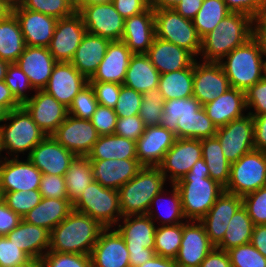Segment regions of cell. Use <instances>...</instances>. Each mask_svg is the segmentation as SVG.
<instances>
[{"mask_svg": "<svg viewBox=\"0 0 266 267\" xmlns=\"http://www.w3.org/2000/svg\"><path fill=\"white\" fill-rule=\"evenodd\" d=\"M174 185L180 192L186 221H200L224 191L222 185L210 178L209 169L203 158Z\"/></svg>", "mask_w": 266, "mask_h": 267, "instance_id": "obj_1", "label": "cell"}, {"mask_svg": "<svg viewBox=\"0 0 266 267\" xmlns=\"http://www.w3.org/2000/svg\"><path fill=\"white\" fill-rule=\"evenodd\" d=\"M253 22L251 16L230 12L201 39L199 59L205 62H220L231 51L253 37Z\"/></svg>", "mask_w": 266, "mask_h": 267, "instance_id": "obj_2", "label": "cell"}, {"mask_svg": "<svg viewBox=\"0 0 266 267\" xmlns=\"http://www.w3.org/2000/svg\"><path fill=\"white\" fill-rule=\"evenodd\" d=\"M103 229L96 220L73 209L50 231L48 251L90 255Z\"/></svg>", "mask_w": 266, "mask_h": 267, "instance_id": "obj_3", "label": "cell"}, {"mask_svg": "<svg viewBox=\"0 0 266 267\" xmlns=\"http://www.w3.org/2000/svg\"><path fill=\"white\" fill-rule=\"evenodd\" d=\"M264 58L258 41L252 37L219 63L230 86L245 92L264 78Z\"/></svg>", "mask_w": 266, "mask_h": 267, "instance_id": "obj_4", "label": "cell"}, {"mask_svg": "<svg viewBox=\"0 0 266 267\" xmlns=\"http://www.w3.org/2000/svg\"><path fill=\"white\" fill-rule=\"evenodd\" d=\"M45 137L46 134L22 106L11 110L0 126V157L3 156L2 151L9 155L4 158H19V154L25 155V152L28 157L32 149Z\"/></svg>", "mask_w": 266, "mask_h": 267, "instance_id": "obj_5", "label": "cell"}, {"mask_svg": "<svg viewBox=\"0 0 266 267\" xmlns=\"http://www.w3.org/2000/svg\"><path fill=\"white\" fill-rule=\"evenodd\" d=\"M166 178L159 167L143 166L119 192L122 217L147 214L152 199L165 189Z\"/></svg>", "mask_w": 266, "mask_h": 267, "instance_id": "obj_6", "label": "cell"}, {"mask_svg": "<svg viewBox=\"0 0 266 267\" xmlns=\"http://www.w3.org/2000/svg\"><path fill=\"white\" fill-rule=\"evenodd\" d=\"M73 209L96 220L104 228H114L122 218L119 192L93 180L72 204Z\"/></svg>", "mask_w": 266, "mask_h": 267, "instance_id": "obj_7", "label": "cell"}, {"mask_svg": "<svg viewBox=\"0 0 266 267\" xmlns=\"http://www.w3.org/2000/svg\"><path fill=\"white\" fill-rule=\"evenodd\" d=\"M156 37L173 43L199 58L201 38L192 20L182 17L175 9L154 10Z\"/></svg>", "mask_w": 266, "mask_h": 267, "instance_id": "obj_8", "label": "cell"}, {"mask_svg": "<svg viewBox=\"0 0 266 267\" xmlns=\"http://www.w3.org/2000/svg\"><path fill=\"white\" fill-rule=\"evenodd\" d=\"M266 186V152L252 150L231 164L230 179L224 191L245 196Z\"/></svg>", "mask_w": 266, "mask_h": 267, "instance_id": "obj_9", "label": "cell"}, {"mask_svg": "<svg viewBox=\"0 0 266 267\" xmlns=\"http://www.w3.org/2000/svg\"><path fill=\"white\" fill-rule=\"evenodd\" d=\"M88 33L120 41L125 19L116 11L112 2L93 3L82 6L77 11Z\"/></svg>", "mask_w": 266, "mask_h": 267, "instance_id": "obj_10", "label": "cell"}, {"mask_svg": "<svg viewBox=\"0 0 266 267\" xmlns=\"http://www.w3.org/2000/svg\"><path fill=\"white\" fill-rule=\"evenodd\" d=\"M254 121L252 115L232 120L227 125L217 128L215 136L221 143L225 158L232 164L243 155L254 150Z\"/></svg>", "mask_w": 266, "mask_h": 267, "instance_id": "obj_11", "label": "cell"}, {"mask_svg": "<svg viewBox=\"0 0 266 267\" xmlns=\"http://www.w3.org/2000/svg\"><path fill=\"white\" fill-rule=\"evenodd\" d=\"M201 158V140L177 138L158 167L165 176L166 182L175 184L189 173L193 165Z\"/></svg>", "mask_w": 266, "mask_h": 267, "instance_id": "obj_12", "label": "cell"}, {"mask_svg": "<svg viewBox=\"0 0 266 267\" xmlns=\"http://www.w3.org/2000/svg\"><path fill=\"white\" fill-rule=\"evenodd\" d=\"M87 30L81 15L60 18L48 47L56 62H71Z\"/></svg>", "mask_w": 266, "mask_h": 267, "instance_id": "obj_13", "label": "cell"}, {"mask_svg": "<svg viewBox=\"0 0 266 267\" xmlns=\"http://www.w3.org/2000/svg\"><path fill=\"white\" fill-rule=\"evenodd\" d=\"M231 88L219 62L195 60L193 63V97L203 106Z\"/></svg>", "mask_w": 266, "mask_h": 267, "instance_id": "obj_14", "label": "cell"}, {"mask_svg": "<svg viewBox=\"0 0 266 267\" xmlns=\"http://www.w3.org/2000/svg\"><path fill=\"white\" fill-rule=\"evenodd\" d=\"M52 136L75 156L81 157H87L99 138L90 120L80 119L70 114Z\"/></svg>", "mask_w": 266, "mask_h": 267, "instance_id": "obj_15", "label": "cell"}, {"mask_svg": "<svg viewBox=\"0 0 266 267\" xmlns=\"http://www.w3.org/2000/svg\"><path fill=\"white\" fill-rule=\"evenodd\" d=\"M21 106L46 136H52L68 116V108L44 90H36Z\"/></svg>", "mask_w": 266, "mask_h": 267, "instance_id": "obj_16", "label": "cell"}, {"mask_svg": "<svg viewBox=\"0 0 266 267\" xmlns=\"http://www.w3.org/2000/svg\"><path fill=\"white\" fill-rule=\"evenodd\" d=\"M41 178L42 172L28 158L0 157V187L3 194L39 189Z\"/></svg>", "mask_w": 266, "mask_h": 267, "instance_id": "obj_17", "label": "cell"}, {"mask_svg": "<svg viewBox=\"0 0 266 267\" xmlns=\"http://www.w3.org/2000/svg\"><path fill=\"white\" fill-rule=\"evenodd\" d=\"M215 246L200 221L182 223V240L175 262L178 267H199Z\"/></svg>", "mask_w": 266, "mask_h": 267, "instance_id": "obj_18", "label": "cell"}, {"mask_svg": "<svg viewBox=\"0 0 266 267\" xmlns=\"http://www.w3.org/2000/svg\"><path fill=\"white\" fill-rule=\"evenodd\" d=\"M88 84L89 80L71 62H57L43 90L69 108L74 97Z\"/></svg>", "mask_w": 266, "mask_h": 267, "instance_id": "obj_19", "label": "cell"}, {"mask_svg": "<svg viewBox=\"0 0 266 267\" xmlns=\"http://www.w3.org/2000/svg\"><path fill=\"white\" fill-rule=\"evenodd\" d=\"M157 224L147 215L122 217L114 227L123 237L129 253L145 252L154 249Z\"/></svg>", "mask_w": 266, "mask_h": 267, "instance_id": "obj_20", "label": "cell"}, {"mask_svg": "<svg viewBox=\"0 0 266 267\" xmlns=\"http://www.w3.org/2000/svg\"><path fill=\"white\" fill-rule=\"evenodd\" d=\"M75 155L58 143L53 136H46L31 151L28 158L42 174L64 176Z\"/></svg>", "mask_w": 266, "mask_h": 267, "instance_id": "obj_21", "label": "cell"}, {"mask_svg": "<svg viewBox=\"0 0 266 267\" xmlns=\"http://www.w3.org/2000/svg\"><path fill=\"white\" fill-rule=\"evenodd\" d=\"M176 139L174 133L161 125L145 127L143 135L136 141L138 162L142 166L158 167Z\"/></svg>", "mask_w": 266, "mask_h": 267, "instance_id": "obj_22", "label": "cell"}, {"mask_svg": "<svg viewBox=\"0 0 266 267\" xmlns=\"http://www.w3.org/2000/svg\"><path fill=\"white\" fill-rule=\"evenodd\" d=\"M90 256L92 267H130L125 241L115 228L100 232Z\"/></svg>", "mask_w": 266, "mask_h": 267, "instance_id": "obj_23", "label": "cell"}, {"mask_svg": "<svg viewBox=\"0 0 266 267\" xmlns=\"http://www.w3.org/2000/svg\"><path fill=\"white\" fill-rule=\"evenodd\" d=\"M11 12L20 24L25 45L49 47L57 18L21 8L19 5L11 9Z\"/></svg>", "mask_w": 266, "mask_h": 267, "instance_id": "obj_24", "label": "cell"}, {"mask_svg": "<svg viewBox=\"0 0 266 267\" xmlns=\"http://www.w3.org/2000/svg\"><path fill=\"white\" fill-rule=\"evenodd\" d=\"M242 205L241 196L223 191L208 213L200 220L210 242L215 247L223 240L230 219Z\"/></svg>", "mask_w": 266, "mask_h": 267, "instance_id": "obj_25", "label": "cell"}, {"mask_svg": "<svg viewBox=\"0 0 266 267\" xmlns=\"http://www.w3.org/2000/svg\"><path fill=\"white\" fill-rule=\"evenodd\" d=\"M16 63L36 91L45 88L57 62L47 47L26 45Z\"/></svg>", "mask_w": 266, "mask_h": 267, "instance_id": "obj_26", "label": "cell"}, {"mask_svg": "<svg viewBox=\"0 0 266 267\" xmlns=\"http://www.w3.org/2000/svg\"><path fill=\"white\" fill-rule=\"evenodd\" d=\"M94 180L105 188L117 190L135 177L143 167L137 159L90 160Z\"/></svg>", "mask_w": 266, "mask_h": 267, "instance_id": "obj_27", "label": "cell"}, {"mask_svg": "<svg viewBox=\"0 0 266 267\" xmlns=\"http://www.w3.org/2000/svg\"><path fill=\"white\" fill-rule=\"evenodd\" d=\"M155 37V19L152 8H147L144 12L125 19L121 41L133 54H146Z\"/></svg>", "mask_w": 266, "mask_h": 267, "instance_id": "obj_28", "label": "cell"}, {"mask_svg": "<svg viewBox=\"0 0 266 267\" xmlns=\"http://www.w3.org/2000/svg\"><path fill=\"white\" fill-rule=\"evenodd\" d=\"M132 55L133 53L123 41H111L103 60L89 81L123 85Z\"/></svg>", "mask_w": 266, "mask_h": 267, "instance_id": "obj_29", "label": "cell"}, {"mask_svg": "<svg viewBox=\"0 0 266 267\" xmlns=\"http://www.w3.org/2000/svg\"><path fill=\"white\" fill-rule=\"evenodd\" d=\"M202 107L217 128L245 116V112H248L246 111L245 92L233 87Z\"/></svg>", "mask_w": 266, "mask_h": 267, "instance_id": "obj_30", "label": "cell"}, {"mask_svg": "<svg viewBox=\"0 0 266 267\" xmlns=\"http://www.w3.org/2000/svg\"><path fill=\"white\" fill-rule=\"evenodd\" d=\"M146 54L160 74L190 67L197 59L189 51L157 37Z\"/></svg>", "mask_w": 266, "mask_h": 267, "instance_id": "obj_31", "label": "cell"}, {"mask_svg": "<svg viewBox=\"0 0 266 267\" xmlns=\"http://www.w3.org/2000/svg\"><path fill=\"white\" fill-rule=\"evenodd\" d=\"M6 237L33 261H39L49 250L50 232L23 219Z\"/></svg>", "mask_w": 266, "mask_h": 267, "instance_id": "obj_32", "label": "cell"}, {"mask_svg": "<svg viewBox=\"0 0 266 267\" xmlns=\"http://www.w3.org/2000/svg\"><path fill=\"white\" fill-rule=\"evenodd\" d=\"M111 40L86 32L71 61L88 80L103 60Z\"/></svg>", "mask_w": 266, "mask_h": 267, "instance_id": "obj_33", "label": "cell"}, {"mask_svg": "<svg viewBox=\"0 0 266 267\" xmlns=\"http://www.w3.org/2000/svg\"><path fill=\"white\" fill-rule=\"evenodd\" d=\"M73 210L68 198H43L22 219L49 232L59 225Z\"/></svg>", "mask_w": 266, "mask_h": 267, "instance_id": "obj_34", "label": "cell"}, {"mask_svg": "<svg viewBox=\"0 0 266 267\" xmlns=\"http://www.w3.org/2000/svg\"><path fill=\"white\" fill-rule=\"evenodd\" d=\"M160 75L147 54H133L123 85L144 94L158 87Z\"/></svg>", "mask_w": 266, "mask_h": 267, "instance_id": "obj_35", "label": "cell"}, {"mask_svg": "<svg viewBox=\"0 0 266 267\" xmlns=\"http://www.w3.org/2000/svg\"><path fill=\"white\" fill-rule=\"evenodd\" d=\"M171 187V191H169L171 194L168 197V202L164 198V194L166 196L168 190L163 189L152 199L148 209L147 215L154 221V223H159L157 226L176 225L186 222V218L182 211L180 192L174 184H171ZM165 190L167 193L164 192ZM154 206H157L156 209H154ZM157 211L163 212L159 213Z\"/></svg>", "mask_w": 266, "mask_h": 267, "instance_id": "obj_36", "label": "cell"}, {"mask_svg": "<svg viewBox=\"0 0 266 267\" xmlns=\"http://www.w3.org/2000/svg\"><path fill=\"white\" fill-rule=\"evenodd\" d=\"M87 158L89 160L137 159L136 142L115 134L99 136Z\"/></svg>", "mask_w": 266, "mask_h": 267, "instance_id": "obj_37", "label": "cell"}, {"mask_svg": "<svg viewBox=\"0 0 266 267\" xmlns=\"http://www.w3.org/2000/svg\"><path fill=\"white\" fill-rule=\"evenodd\" d=\"M25 46L20 24L11 12L0 21V59L16 63Z\"/></svg>", "mask_w": 266, "mask_h": 267, "instance_id": "obj_38", "label": "cell"}, {"mask_svg": "<svg viewBox=\"0 0 266 267\" xmlns=\"http://www.w3.org/2000/svg\"><path fill=\"white\" fill-rule=\"evenodd\" d=\"M201 148L210 178L225 188L230 179L231 163L225 158L220 141L216 136L202 139Z\"/></svg>", "mask_w": 266, "mask_h": 267, "instance_id": "obj_39", "label": "cell"}, {"mask_svg": "<svg viewBox=\"0 0 266 267\" xmlns=\"http://www.w3.org/2000/svg\"><path fill=\"white\" fill-rule=\"evenodd\" d=\"M254 226L246 208L242 205L230 219L224 238L216 248L228 251L250 243Z\"/></svg>", "mask_w": 266, "mask_h": 267, "instance_id": "obj_40", "label": "cell"}, {"mask_svg": "<svg viewBox=\"0 0 266 267\" xmlns=\"http://www.w3.org/2000/svg\"><path fill=\"white\" fill-rule=\"evenodd\" d=\"M159 91L165 101L193 96V64L182 70L161 74Z\"/></svg>", "mask_w": 266, "mask_h": 267, "instance_id": "obj_41", "label": "cell"}, {"mask_svg": "<svg viewBox=\"0 0 266 267\" xmlns=\"http://www.w3.org/2000/svg\"><path fill=\"white\" fill-rule=\"evenodd\" d=\"M216 132L217 127L207 116L203 107L196 113H186L178 119L177 138L202 140L214 137Z\"/></svg>", "mask_w": 266, "mask_h": 267, "instance_id": "obj_42", "label": "cell"}, {"mask_svg": "<svg viewBox=\"0 0 266 267\" xmlns=\"http://www.w3.org/2000/svg\"><path fill=\"white\" fill-rule=\"evenodd\" d=\"M67 196L73 204L94 180L91 161L87 157L76 156L64 175Z\"/></svg>", "mask_w": 266, "mask_h": 267, "instance_id": "obj_43", "label": "cell"}, {"mask_svg": "<svg viewBox=\"0 0 266 267\" xmlns=\"http://www.w3.org/2000/svg\"><path fill=\"white\" fill-rule=\"evenodd\" d=\"M229 13L223 0H203L201 8L192 19L199 37L202 39L211 32Z\"/></svg>", "mask_w": 266, "mask_h": 267, "instance_id": "obj_44", "label": "cell"}, {"mask_svg": "<svg viewBox=\"0 0 266 267\" xmlns=\"http://www.w3.org/2000/svg\"><path fill=\"white\" fill-rule=\"evenodd\" d=\"M202 105L192 97L171 99L164 102L161 126L174 133L177 137L178 119L186 113H196Z\"/></svg>", "mask_w": 266, "mask_h": 267, "instance_id": "obj_45", "label": "cell"}, {"mask_svg": "<svg viewBox=\"0 0 266 267\" xmlns=\"http://www.w3.org/2000/svg\"><path fill=\"white\" fill-rule=\"evenodd\" d=\"M182 240V223L157 226L154 252L165 258L175 259Z\"/></svg>", "mask_w": 266, "mask_h": 267, "instance_id": "obj_46", "label": "cell"}, {"mask_svg": "<svg viewBox=\"0 0 266 267\" xmlns=\"http://www.w3.org/2000/svg\"><path fill=\"white\" fill-rule=\"evenodd\" d=\"M19 6L57 19L71 16L77 11L74 0H20Z\"/></svg>", "mask_w": 266, "mask_h": 267, "instance_id": "obj_47", "label": "cell"}, {"mask_svg": "<svg viewBox=\"0 0 266 267\" xmlns=\"http://www.w3.org/2000/svg\"><path fill=\"white\" fill-rule=\"evenodd\" d=\"M165 99L159 88H153L143 94L139 117L146 127L161 125Z\"/></svg>", "mask_w": 266, "mask_h": 267, "instance_id": "obj_48", "label": "cell"}, {"mask_svg": "<svg viewBox=\"0 0 266 267\" xmlns=\"http://www.w3.org/2000/svg\"><path fill=\"white\" fill-rule=\"evenodd\" d=\"M4 81L6 85L10 88L11 93L21 105L27 100H29L32 96L28 95L30 91L35 92L29 81V78L20 69L17 63L9 64Z\"/></svg>", "mask_w": 266, "mask_h": 267, "instance_id": "obj_49", "label": "cell"}, {"mask_svg": "<svg viewBox=\"0 0 266 267\" xmlns=\"http://www.w3.org/2000/svg\"><path fill=\"white\" fill-rule=\"evenodd\" d=\"M38 262L39 267H92L90 255L68 252L48 251Z\"/></svg>", "mask_w": 266, "mask_h": 267, "instance_id": "obj_50", "label": "cell"}, {"mask_svg": "<svg viewBox=\"0 0 266 267\" xmlns=\"http://www.w3.org/2000/svg\"><path fill=\"white\" fill-rule=\"evenodd\" d=\"M42 199L39 189L29 191L6 192L3 201L15 213L23 217L26 213L37 206Z\"/></svg>", "mask_w": 266, "mask_h": 267, "instance_id": "obj_51", "label": "cell"}, {"mask_svg": "<svg viewBox=\"0 0 266 267\" xmlns=\"http://www.w3.org/2000/svg\"><path fill=\"white\" fill-rule=\"evenodd\" d=\"M98 105L95 92L88 84L74 97L68 108V114L80 119L90 120Z\"/></svg>", "mask_w": 266, "mask_h": 267, "instance_id": "obj_52", "label": "cell"}, {"mask_svg": "<svg viewBox=\"0 0 266 267\" xmlns=\"http://www.w3.org/2000/svg\"><path fill=\"white\" fill-rule=\"evenodd\" d=\"M227 252L232 267H266V258L251 243L234 247Z\"/></svg>", "mask_w": 266, "mask_h": 267, "instance_id": "obj_53", "label": "cell"}, {"mask_svg": "<svg viewBox=\"0 0 266 267\" xmlns=\"http://www.w3.org/2000/svg\"><path fill=\"white\" fill-rule=\"evenodd\" d=\"M242 200L254 225L266 224V186L243 196Z\"/></svg>", "mask_w": 266, "mask_h": 267, "instance_id": "obj_54", "label": "cell"}, {"mask_svg": "<svg viewBox=\"0 0 266 267\" xmlns=\"http://www.w3.org/2000/svg\"><path fill=\"white\" fill-rule=\"evenodd\" d=\"M142 99V93L122 85L117 104L114 107L117 117L139 115Z\"/></svg>", "mask_w": 266, "mask_h": 267, "instance_id": "obj_55", "label": "cell"}, {"mask_svg": "<svg viewBox=\"0 0 266 267\" xmlns=\"http://www.w3.org/2000/svg\"><path fill=\"white\" fill-rule=\"evenodd\" d=\"M33 260L6 236H0V267H21Z\"/></svg>", "mask_w": 266, "mask_h": 267, "instance_id": "obj_56", "label": "cell"}, {"mask_svg": "<svg viewBox=\"0 0 266 267\" xmlns=\"http://www.w3.org/2000/svg\"><path fill=\"white\" fill-rule=\"evenodd\" d=\"M246 107L252 116L266 114V79L263 78L245 91ZM252 109V110H251Z\"/></svg>", "mask_w": 266, "mask_h": 267, "instance_id": "obj_57", "label": "cell"}, {"mask_svg": "<svg viewBox=\"0 0 266 267\" xmlns=\"http://www.w3.org/2000/svg\"><path fill=\"white\" fill-rule=\"evenodd\" d=\"M117 118L113 108L98 105L90 121L99 136H105L115 133Z\"/></svg>", "mask_w": 266, "mask_h": 267, "instance_id": "obj_58", "label": "cell"}, {"mask_svg": "<svg viewBox=\"0 0 266 267\" xmlns=\"http://www.w3.org/2000/svg\"><path fill=\"white\" fill-rule=\"evenodd\" d=\"M89 84L95 92L98 104L114 109L117 104L122 85L118 83L98 81H89Z\"/></svg>", "mask_w": 266, "mask_h": 267, "instance_id": "obj_59", "label": "cell"}, {"mask_svg": "<svg viewBox=\"0 0 266 267\" xmlns=\"http://www.w3.org/2000/svg\"><path fill=\"white\" fill-rule=\"evenodd\" d=\"M145 127L139 115L118 117L114 134L136 142L143 135Z\"/></svg>", "mask_w": 266, "mask_h": 267, "instance_id": "obj_60", "label": "cell"}, {"mask_svg": "<svg viewBox=\"0 0 266 267\" xmlns=\"http://www.w3.org/2000/svg\"><path fill=\"white\" fill-rule=\"evenodd\" d=\"M39 192L43 198H68L64 176L42 174Z\"/></svg>", "mask_w": 266, "mask_h": 267, "instance_id": "obj_61", "label": "cell"}, {"mask_svg": "<svg viewBox=\"0 0 266 267\" xmlns=\"http://www.w3.org/2000/svg\"><path fill=\"white\" fill-rule=\"evenodd\" d=\"M230 12L243 13L251 16L253 19L258 18L264 0H223Z\"/></svg>", "mask_w": 266, "mask_h": 267, "instance_id": "obj_62", "label": "cell"}, {"mask_svg": "<svg viewBox=\"0 0 266 267\" xmlns=\"http://www.w3.org/2000/svg\"><path fill=\"white\" fill-rule=\"evenodd\" d=\"M22 217L11 210L4 201L0 202V236H6L16 228Z\"/></svg>", "mask_w": 266, "mask_h": 267, "instance_id": "obj_63", "label": "cell"}, {"mask_svg": "<svg viewBox=\"0 0 266 267\" xmlns=\"http://www.w3.org/2000/svg\"><path fill=\"white\" fill-rule=\"evenodd\" d=\"M112 3L124 19L144 12L148 8L141 0H112Z\"/></svg>", "mask_w": 266, "mask_h": 267, "instance_id": "obj_64", "label": "cell"}, {"mask_svg": "<svg viewBox=\"0 0 266 267\" xmlns=\"http://www.w3.org/2000/svg\"><path fill=\"white\" fill-rule=\"evenodd\" d=\"M254 121V149L266 152V114L252 116Z\"/></svg>", "mask_w": 266, "mask_h": 267, "instance_id": "obj_65", "label": "cell"}, {"mask_svg": "<svg viewBox=\"0 0 266 267\" xmlns=\"http://www.w3.org/2000/svg\"><path fill=\"white\" fill-rule=\"evenodd\" d=\"M199 267H232L227 251L214 247Z\"/></svg>", "mask_w": 266, "mask_h": 267, "instance_id": "obj_66", "label": "cell"}, {"mask_svg": "<svg viewBox=\"0 0 266 267\" xmlns=\"http://www.w3.org/2000/svg\"><path fill=\"white\" fill-rule=\"evenodd\" d=\"M203 0H180L174 8L182 17L192 20L199 9Z\"/></svg>", "mask_w": 266, "mask_h": 267, "instance_id": "obj_67", "label": "cell"}, {"mask_svg": "<svg viewBox=\"0 0 266 267\" xmlns=\"http://www.w3.org/2000/svg\"><path fill=\"white\" fill-rule=\"evenodd\" d=\"M250 243L266 258V224L254 226Z\"/></svg>", "mask_w": 266, "mask_h": 267, "instance_id": "obj_68", "label": "cell"}, {"mask_svg": "<svg viewBox=\"0 0 266 267\" xmlns=\"http://www.w3.org/2000/svg\"><path fill=\"white\" fill-rule=\"evenodd\" d=\"M0 105H2L8 112L21 107V104L11 93L10 88L6 85L5 81H0Z\"/></svg>", "mask_w": 266, "mask_h": 267, "instance_id": "obj_69", "label": "cell"}, {"mask_svg": "<svg viewBox=\"0 0 266 267\" xmlns=\"http://www.w3.org/2000/svg\"><path fill=\"white\" fill-rule=\"evenodd\" d=\"M253 37L258 41L261 51L266 57V24L258 17L253 22Z\"/></svg>", "mask_w": 266, "mask_h": 267, "instance_id": "obj_70", "label": "cell"}, {"mask_svg": "<svg viewBox=\"0 0 266 267\" xmlns=\"http://www.w3.org/2000/svg\"><path fill=\"white\" fill-rule=\"evenodd\" d=\"M155 255L154 249L147 248H145V252L129 253L130 267H139Z\"/></svg>", "mask_w": 266, "mask_h": 267, "instance_id": "obj_71", "label": "cell"}, {"mask_svg": "<svg viewBox=\"0 0 266 267\" xmlns=\"http://www.w3.org/2000/svg\"><path fill=\"white\" fill-rule=\"evenodd\" d=\"M139 267H178L175 259L155 255Z\"/></svg>", "mask_w": 266, "mask_h": 267, "instance_id": "obj_72", "label": "cell"}, {"mask_svg": "<svg viewBox=\"0 0 266 267\" xmlns=\"http://www.w3.org/2000/svg\"><path fill=\"white\" fill-rule=\"evenodd\" d=\"M180 0H153L152 9H174Z\"/></svg>", "mask_w": 266, "mask_h": 267, "instance_id": "obj_73", "label": "cell"}, {"mask_svg": "<svg viewBox=\"0 0 266 267\" xmlns=\"http://www.w3.org/2000/svg\"><path fill=\"white\" fill-rule=\"evenodd\" d=\"M102 2H112V0H74L75 8L77 11L82 6L93 4V3H102Z\"/></svg>", "mask_w": 266, "mask_h": 267, "instance_id": "obj_74", "label": "cell"}, {"mask_svg": "<svg viewBox=\"0 0 266 267\" xmlns=\"http://www.w3.org/2000/svg\"><path fill=\"white\" fill-rule=\"evenodd\" d=\"M11 13V8L0 0V21Z\"/></svg>", "mask_w": 266, "mask_h": 267, "instance_id": "obj_75", "label": "cell"}, {"mask_svg": "<svg viewBox=\"0 0 266 267\" xmlns=\"http://www.w3.org/2000/svg\"><path fill=\"white\" fill-rule=\"evenodd\" d=\"M9 64H10L9 62L0 59V81L5 80Z\"/></svg>", "mask_w": 266, "mask_h": 267, "instance_id": "obj_76", "label": "cell"}, {"mask_svg": "<svg viewBox=\"0 0 266 267\" xmlns=\"http://www.w3.org/2000/svg\"><path fill=\"white\" fill-rule=\"evenodd\" d=\"M1 1H3L11 9L17 7L19 5V3H20V0H1Z\"/></svg>", "mask_w": 266, "mask_h": 267, "instance_id": "obj_77", "label": "cell"}, {"mask_svg": "<svg viewBox=\"0 0 266 267\" xmlns=\"http://www.w3.org/2000/svg\"><path fill=\"white\" fill-rule=\"evenodd\" d=\"M7 113L8 111L0 105V126L2 125L1 123L5 121Z\"/></svg>", "mask_w": 266, "mask_h": 267, "instance_id": "obj_78", "label": "cell"}, {"mask_svg": "<svg viewBox=\"0 0 266 267\" xmlns=\"http://www.w3.org/2000/svg\"><path fill=\"white\" fill-rule=\"evenodd\" d=\"M259 18L266 24V0H264Z\"/></svg>", "mask_w": 266, "mask_h": 267, "instance_id": "obj_79", "label": "cell"}, {"mask_svg": "<svg viewBox=\"0 0 266 267\" xmlns=\"http://www.w3.org/2000/svg\"><path fill=\"white\" fill-rule=\"evenodd\" d=\"M21 267H39V262L38 261H32L30 264L21 266Z\"/></svg>", "mask_w": 266, "mask_h": 267, "instance_id": "obj_80", "label": "cell"}]
</instances>
